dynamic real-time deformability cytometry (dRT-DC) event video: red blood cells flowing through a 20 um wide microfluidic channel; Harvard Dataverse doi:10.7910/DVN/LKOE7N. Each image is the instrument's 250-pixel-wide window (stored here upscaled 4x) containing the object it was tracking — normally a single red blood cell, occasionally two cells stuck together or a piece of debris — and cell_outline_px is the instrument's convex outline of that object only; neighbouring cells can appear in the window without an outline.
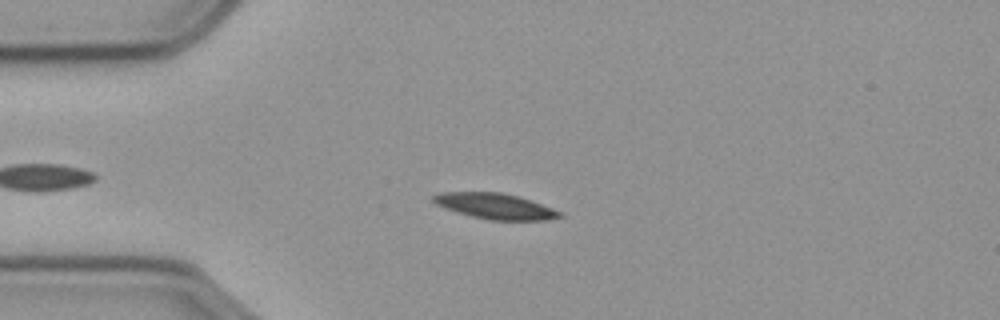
{"species": "common noctule bat (a hibernating species)", "species_latin": "Nyctalus noctula", "temperature_condition": "cold", "stored_images_in_passage": 45, "camera_frame_rate_fps": 3000, "um_per_image_px": 0.085, "animal": {"sex": "male", "body_mass_g": 23.1, "forearm_length_mm": 52.7}, "frame": {"image": 1, "passage_image": 6, "time_ms": 1.667, "image_size_px": [1000, 320], "cell_outline_px": [[564, 216], [544, 220], [488, 220], [456, 212], [444, 208], [436, 204], [432, 200], [432, 196], [440, 192], [500, 192], [516, 196], [564, 212]], "centroid_in_image_um": [42.07, 17.53], "position_along_channel_um": 42.9, "area_um2": 18.79}}
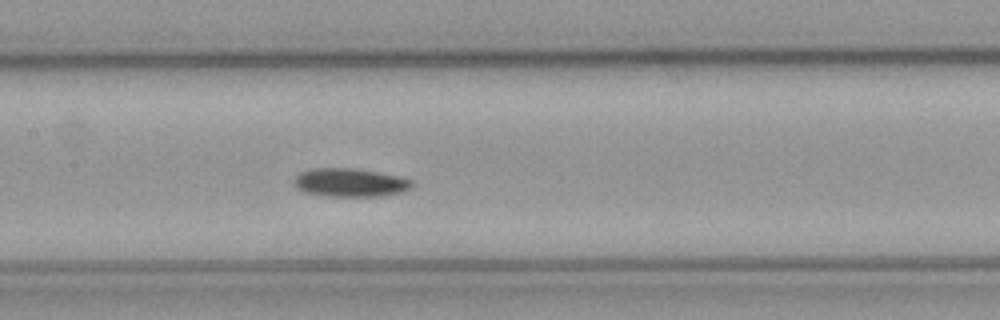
{"frame": {"image": 2, "passage_image": 19, "time_ms": 6.0, "image_size_px": [1000, 320], "cell_outline_px": [[412, 188], [400, 192], [384, 196], [328, 196], [304, 192], [296, 188], [292, 180], [300, 172], [312, 168], [352, 168], [376, 172], [396, 176], [412, 180]], "centroid_in_image_um": [29.71, 15.52], "position_along_channel_um": 177.7, "area_um2": 19.48}}
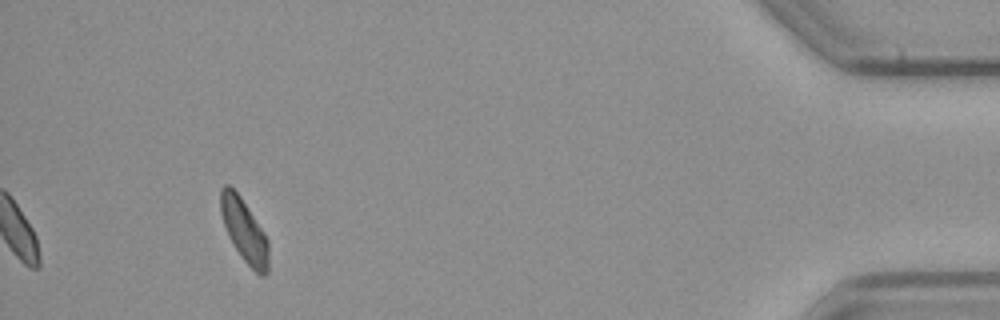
{"frame": {"image": 3, "passage_image": 45, "time_ms": 14.667, "image_size_px": [1000, 320], "cell_outline_px": [[268, 272], [264, 276], [260, 276], [244, 260], [232, 244], [228, 236], [220, 212], [220, 188], [224, 184], [228, 184], [240, 196], [264, 232], [268, 240]], "centroid_in_image_um": [20.75, 19.59], "position_along_channel_um": 414.5, "area_um2": 17.51}, "authors_computed_cell_mechanics": {"area_um2": 18.7272, "velocity_mm_per_s": 3.5707, "shape_relaxation_time_tau1_ms": 7.5772, "shape_relaxation_time_tau2_ms": null, "deformation_change_tau1": 0.1171, "deformation_change_tau2": null}}